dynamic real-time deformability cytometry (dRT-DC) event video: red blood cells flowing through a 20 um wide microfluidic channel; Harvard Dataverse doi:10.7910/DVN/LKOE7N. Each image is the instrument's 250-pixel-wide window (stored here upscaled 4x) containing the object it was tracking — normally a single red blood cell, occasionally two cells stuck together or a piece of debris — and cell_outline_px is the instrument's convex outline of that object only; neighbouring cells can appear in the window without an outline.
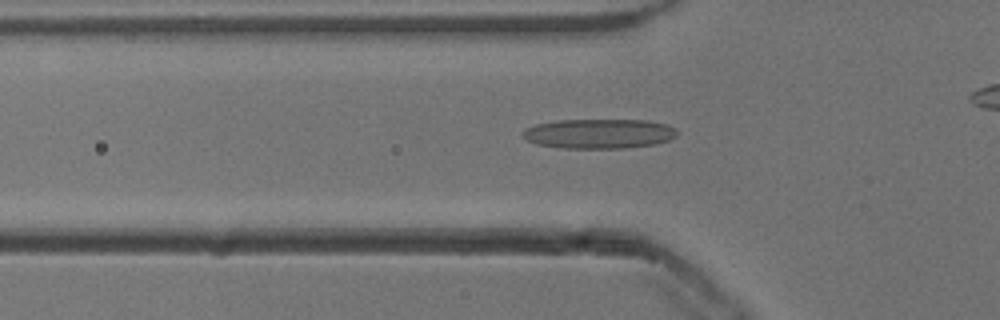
{"species": "common noctule bat (a hibernating species)", "species_latin": "Nyctalus noctula", "temperature_condition": "cold", "stored_images_in_passage": 43, "camera_frame_rate_fps": 3000, "um_per_image_px": 0.085, "animal": {"sex": "male", "body_mass_g": 13.3}, "frame": {"image": 1, "passage_image": 17, "time_ms": 5.333, "image_size_px": [1000, 320], "cell_outline_px": [[680, 132], [676, 136], [668, 140], [656, 144], [624, 148], [564, 148], [536, 144], [528, 140], [524, 136], [524, 128], [536, 124], [556, 120], [648, 120], [668, 124], [676, 128]], "centroid_in_image_um": [50.97, 11.35], "position_along_channel_um": 74.8, "area_um2": 26.82}}
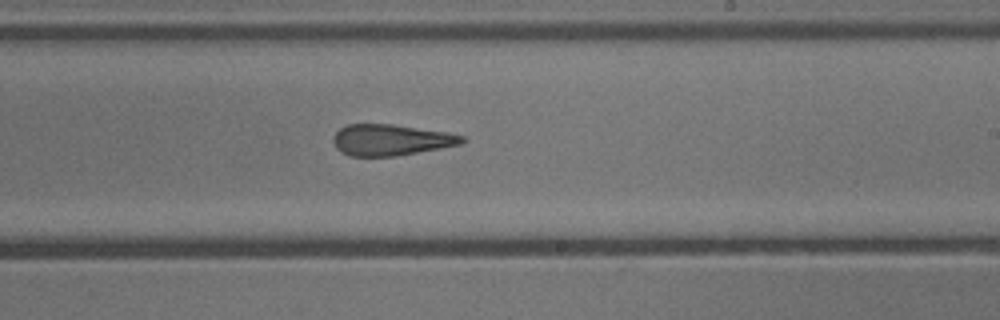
{"frame": {"image": 2, "passage_image": 31, "time_ms": 10.0, "image_size_px": [1000, 320], "cell_outline_px": [[464, 140], [460, 144], [440, 148], [396, 156], [348, 156], [340, 152], [336, 148], [332, 140], [332, 136], [340, 128], [348, 124], [392, 124], [448, 132], [464, 136]], "centroid_in_image_um": [33.17, 11.89], "position_along_channel_um": 255.8, "area_um2": 23.41}}
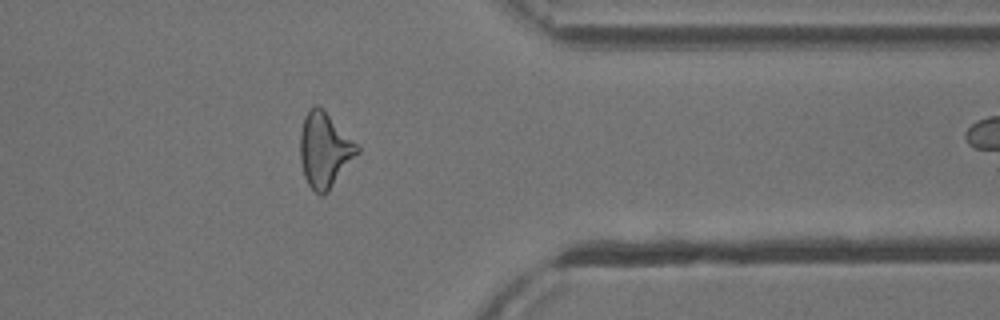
{"frame": {"image": 3, "passage_image": 42, "time_ms": 13.667, "image_size_px": [1000, 320], "cell_outline_px": [[360, 152], [328, 192], [324, 196], [320, 196], [308, 184], [304, 176], [300, 160], [300, 132], [304, 116], [316, 104], [360, 148]], "centroid_in_image_um": [27.57, 12.82], "position_along_channel_um": 383.8, "area_um2": 24.39}}